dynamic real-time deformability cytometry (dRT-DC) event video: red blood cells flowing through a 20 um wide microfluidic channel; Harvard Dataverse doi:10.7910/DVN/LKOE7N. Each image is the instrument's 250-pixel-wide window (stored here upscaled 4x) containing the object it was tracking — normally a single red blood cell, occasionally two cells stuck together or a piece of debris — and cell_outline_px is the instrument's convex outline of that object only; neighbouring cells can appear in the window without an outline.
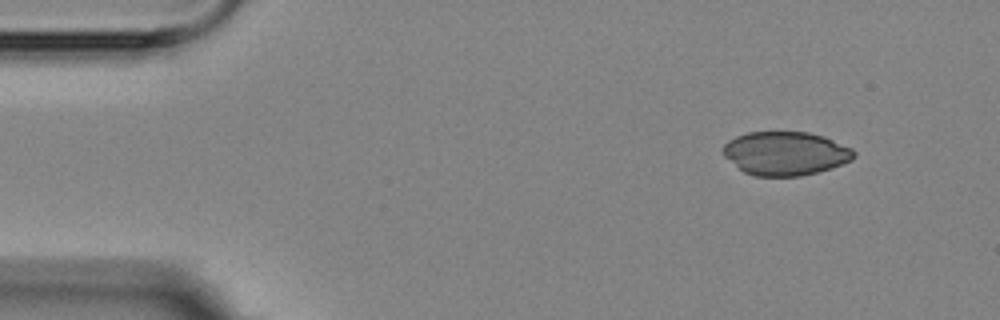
{"species": "Egyptian fruit bat (a non-hibernating species)", "species_latin": "Rousettus aegyptiacus", "temperature_condition": "room temperature", "stored_images_in_passage": 4, "camera_frame_rate_fps": 3000, "um_per_image_px": 0.085, "animal": {"sex": "female"}, "frame": {"image": 1, "passage_image": 1, "time_ms": 0.0, "image_size_px": [1000, 320], "cell_outline_px": [[856, 156], [852, 160], [832, 168], [800, 176], [756, 176], [744, 172], [724, 156], [724, 144], [728, 140], [736, 136], [748, 132], [808, 132], [824, 136], [852, 148], [856, 152]], "centroid_in_image_um": [66.79, 13.03], "position_along_channel_um": 18.2, "area_um2": 33.29}}